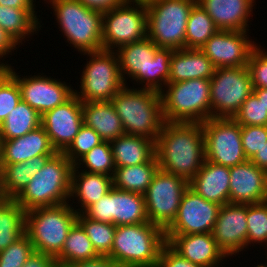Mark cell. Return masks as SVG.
<instances>
[{
  "label": "cell",
  "instance_id": "cell-1",
  "mask_svg": "<svg viewBox=\"0 0 267 267\" xmlns=\"http://www.w3.org/2000/svg\"><path fill=\"white\" fill-rule=\"evenodd\" d=\"M159 169L188 182L205 161L202 123L165 122L155 142Z\"/></svg>",
  "mask_w": 267,
  "mask_h": 267
},
{
  "label": "cell",
  "instance_id": "cell-2",
  "mask_svg": "<svg viewBox=\"0 0 267 267\" xmlns=\"http://www.w3.org/2000/svg\"><path fill=\"white\" fill-rule=\"evenodd\" d=\"M123 81L128 76L143 89L160 92L169 83L170 59L173 49L158 48L150 38L126 44L115 49ZM127 74V77H125ZM164 85V86H163Z\"/></svg>",
  "mask_w": 267,
  "mask_h": 267
},
{
  "label": "cell",
  "instance_id": "cell-3",
  "mask_svg": "<svg viewBox=\"0 0 267 267\" xmlns=\"http://www.w3.org/2000/svg\"><path fill=\"white\" fill-rule=\"evenodd\" d=\"M140 89V90H139ZM129 88L126 84L111 99L125 134L144 136L156 142L165 123L160 92Z\"/></svg>",
  "mask_w": 267,
  "mask_h": 267
},
{
  "label": "cell",
  "instance_id": "cell-4",
  "mask_svg": "<svg viewBox=\"0 0 267 267\" xmlns=\"http://www.w3.org/2000/svg\"><path fill=\"white\" fill-rule=\"evenodd\" d=\"M73 167L62 152H57L32 176L14 200L25 211L68 203V199L71 201L69 196Z\"/></svg>",
  "mask_w": 267,
  "mask_h": 267
},
{
  "label": "cell",
  "instance_id": "cell-5",
  "mask_svg": "<svg viewBox=\"0 0 267 267\" xmlns=\"http://www.w3.org/2000/svg\"><path fill=\"white\" fill-rule=\"evenodd\" d=\"M165 231L150 222L116 226L108 255L120 267H156Z\"/></svg>",
  "mask_w": 267,
  "mask_h": 267
},
{
  "label": "cell",
  "instance_id": "cell-6",
  "mask_svg": "<svg viewBox=\"0 0 267 267\" xmlns=\"http://www.w3.org/2000/svg\"><path fill=\"white\" fill-rule=\"evenodd\" d=\"M47 1V0H46ZM63 35L80 53L100 51L103 12L91 9L78 0H48Z\"/></svg>",
  "mask_w": 267,
  "mask_h": 267
},
{
  "label": "cell",
  "instance_id": "cell-7",
  "mask_svg": "<svg viewBox=\"0 0 267 267\" xmlns=\"http://www.w3.org/2000/svg\"><path fill=\"white\" fill-rule=\"evenodd\" d=\"M70 205L68 202L26 211L25 234L36 252L56 257L62 251L68 232L77 221L78 213Z\"/></svg>",
  "mask_w": 267,
  "mask_h": 267
},
{
  "label": "cell",
  "instance_id": "cell-8",
  "mask_svg": "<svg viewBox=\"0 0 267 267\" xmlns=\"http://www.w3.org/2000/svg\"><path fill=\"white\" fill-rule=\"evenodd\" d=\"M165 86L166 91L160 93L165 122L202 123L210 119V79H191Z\"/></svg>",
  "mask_w": 267,
  "mask_h": 267
},
{
  "label": "cell",
  "instance_id": "cell-9",
  "mask_svg": "<svg viewBox=\"0 0 267 267\" xmlns=\"http://www.w3.org/2000/svg\"><path fill=\"white\" fill-rule=\"evenodd\" d=\"M197 0H151L147 6V37L158 48H186L187 20Z\"/></svg>",
  "mask_w": 267,
  "mask_h": 267
},
{
  "label": "cell",
  "instance_id": "cell-10",
  "mask_svg": "<svg viewBox=\"0 0 267 267\" xmlns=\"http://www.w3.org/2000/svg\"><path fill=\"white\" fill-rule=\"evenodd\" d=\"M89 56L80 80V92L74 94L82 102L111 101L125 85L115 51L100 50L83 53Z\"/></svg>",
  "mask_w": 267,
  "mask_h": 267
},
{
  "label": "cell",
  "instance_id": "cell-11",
  "mask_svg": "<svg viewBox=\"0 0 267 267\" xmlns=\"http://www.w3.org/2000/svg\"><path fill=\"white\" fill-rule=\"evenodd\" d=\"M210 89V118H233L253 92L248 67L216 68Z\"/></svg>",
  "mask_w": 267,
  "mask_h": 267
},
{
  "label": "cell",
  "instance_id": "cell-12",
  "mask_svg": "<svg viewBox=\"0 0 267 267\" xmlns=\"http://www.w3.org/2000/svg\"><path fill=\"white\" fill-rule=\"evenodd\" d=\"M135 4V5H134ZM133 7H132V6ZM147 6L143 2L125 1L103 12V50L114 51L147 37Z\"/></svg>",
  "mask_w": 267,
  "mask_h": 267
},
{
  "label": "cell",
  "instance_id": "cell-13",
  "mask_svg": "<svg viewBox=\"0 0 267 267\" xmlns=\"http://www.w3.org/2000/svg\"><path fill=\"white\" fill-rule=\"evenodd\" d=\"M188 187L184 178L158 169L144 193L149 222L165 231L175 220Z\"/></svg>",
  "mask_w": 267,
  "mask_h": 267
},
{
  "label": "cell",
  "instance_id": "cell-14",
  "mask_svg": "<svg viewBox=\"0 0 267 267\" xmlns=\"http://www.w3.org/2000/svg\"><path fill=\"white\" fill-rule=\"evenodd\" d=\"M205 160L233 167L247 161L241 141V125L233 118H210L202 122Z\"/></svg>",
  "mask_w": 267,
  "mask_h": 267
},
{
  "label": "cell",
  "instance_id": "cell-15",
  "mask_svg": "<svg viewBox=\"0 0 267 267\" xmlns=\"http://www.w3.org/2000/svg\"><path fill=\"white\" fill-rule=\"evenodd\" d=\"M84 214L96 221L115 226L149 222L144 194L112 188Z\"/></svg>",
  "mask_w": 267,
  "mask_h": 267
},
{
  "label": "cell",
  "instance_id": "cell-16",
  "mask_svg": "<svg viewBox=\"0 0 267 267\" xmlns=\"http://www.w3.org/2000/svg\"><path fill=\"white\" fill-rule=\"evenodd\" d=\"M220 207L188 187L182 196L177 216L165 230V235L212 233Z\"/></svg>",
  "mask_w": 267,
  "mask_h": 267
},
{
  "label": "cell",
  "instance_id": "cell-17",
  "mask_svg": "<svg viewBox=\"0 0 267 267\" xmlns=\"http://www.w3.org/2000/svg\"><path fill=\"white\" fill-rule=\"evenodd\" d=\"M5 69L17 80L21 90V99L34 108L41 116L53 108L63 104L73 94L74 90L66 82L33 75L21 78L11 65Z\"/></svg>",
  "mask_w": 267,
  "mask_h": 267
},
{
  "label": "cell",
  "instance_id": "cell-18",
  "mask_svg": "<svg viewBox=\"0 0 267 267\" xmlns=\"http://www.w3.org/2000/svg\"><path fill=\"white\" fill-rule=\"evenodd\" d=\"M256 44L247 31L218 30L200 50L216 68L242 67L248 65Z\"/></svg>",
  "mask_w": 267,
  "mask_h": 267
},
{
  "label": "cell",
  "instance_id": "cell-19",
  "mask_svg": "<svg viewBox=\"0 0 267 267\" xmlns=\"http://www.w3.org/2000/svg\"><path fill=\"white\" fill-rule=\"evenodd\" d=\"M83 124L82 101L75 94L41 116V126L57 152L70 145Z\"/></svg>",
  "mask_w": 267,
  "mask_h": 267
},
{
  "label": "cell",
  "instance_id": "cell-20",
  "mask_svg": "<svg viewBox=\"0 0 267 267\" xmlns=\"http://www.w3.org/2000/svg\"><path fill=\"white\" fill-rule=\"evenodd\" d=\"M246 220V204L227 203L220 207L212 235L226 257L247 248Z\"/></svg>",
  "mask_w": 267,
  "mask_h": 267
},
{
  "label": "cell",
  "instance_id": "cell-21",
  "mask_svg": "<svg viewBox=\"0 0 267 267\" xmlns=\"http://www.w3.org/2000/svg\"><path fill=\"white\" fill-rule=\"evenodd\" d=\"M229 203L256 204L267 201V172L250 160L230 167Z\"/></svg>",
  "mask_w": 267,
  "mask_h": 267
},
{
  "label": "cell",
  "instance_id": "cell-22",
  "mask_svg": "<svg viewBox=\"0 0 267 267\" xmlns=\"http://www.w3.org/2000/svg\"><path fill=\"white\" fill-rule=\"evenodd\" d=\"M165 239L182 257L201 267H219L226 258L212 233L165 235Z\"/></svg>",
  "mask_w": 267,
  "mask_h": 267
},
{
  "label": "cell",
  "instance_id": "cell-23",
  "mask_svg": "<svg viewBox=\"0 0 267 267\" xmlns=\"http://www.w3.org/2000/svg\"><path fill=\"white\" fill-rule=\"evenodd\" d=\"M56 153V149L41 125L24 136L0 140V164L20 163L40 155H55Z\"/></svg>",
  "mask_w": 267,
  "mask_h": 267
},
{
  "label": "cell",
  "instance_id": "cell-24",
  "mask_svg": "<svg viewBox=\"0 0 267 267\" xmlns=\"http://www.w3.org/2000/svg\"><path fill=\"white\" fill-rule=\"evenodd\" d=\"M219 30L248 31L255 0H197Z\"/></svg>",
  "mask_w": 267,
  "mask_h": 267
},
{
  "label": "cell",
  "instance_id": "cell-25",
  "mask_svg": "<svg viewBox=\"0 0 267 267\" xmlns=\"http://www.w3.org/2000/svg\"><path fill=\"white\" fill-rule=\"evenodd\" d=\"M230 167L205 160L198 173L189 181V187L207 201L224 205L229 203Z\"/></svg>",
  "mask_w": 267,
  "mask_h": 267
},
{
  "label": "cell",
  "instance_id": "cell-26",
  "mask_svg": "<svg viewBox=\"0 0 267 267\" xmlns=\"http://www.w3.org/2000/svg\"><path fill=\"white\" fill-rule=\"evenodd\" d=\"M216 67L200 49L173 50L169 83L191 79H211Z\"/></svg>",
  "mask_w": 267,
  "mask_h": 267
},
{
  "label": "cell",
  "instance_id": "cell-27",
  "mask_svg": "<svg viewBox=\"0 0 267 267\" xmlns=\"http://www.w3.org/2000/svg\"><path fill=\"white\" fill-rule=\"evenodd\" d=\"M112 188V176L89 173L84 170L80 173L78 168L75 166L73 167L69 197H72V199L77 198V203H81L80 207L82 209H75L77 213H84L92 204L99 201Z\"/></svg>",
  "mask_w": 267,
  "mask_h": 267
},
{
  "label": "cell",
  "instance_id": "cell-28",
  "mask_svg": "<svg viewBox=\"0 0 267 267\" xmlns=\"http://www.w3.org/2000/svg\"><path fill=\"white\" fill-rule=\"evenodd\" d=\"M83 123L93 128L103 141L124 135L121 119L111 101L82 102Z\"/></svg>",
  "mask_w": 267,
  "mask_h": 267
},
{
  "label": "cell",
  "instance_id": "cell-29",
  "mask_svg": "<svg viewBox=\"0 0 267 267\" xmlns=\"http://www.w3.org/2000/svg\"><path fill=\"white\" fill-rule=\"evenodd\" d=\"M110 144L116 168L146 163L155 156V141L144 136L124 134Z\"/></svg>",
  "mask_w": 267,
  "mask_h": 267
},
{
  "label": "cell",
  "instance_id": "cell-30",
  "mask_svg": "<svg viewBox=\"0 0 267 267\" xmlns=\"http://www.w3.org/2000/svg\"><path fill=\"white\" fill-rule=\"evenodd\" d=\"M53 155H40L25 162L0 164V185L4 198L14 199Z\"/></svg>",
  "mask_w": 267,
  "mask_h": 267
},
{
  "label": "cell",
  "instance_id": "cell-31",
  "mask_svg": "<svg viewBox=\"0 0 267 267\" xmlns=\"http://www.w3.org/2000/svg\"><path fill=\"white\" fill-rule=\"evenodd\" d=\"M158 169L156 155L146 163L117 167L112 177L113 187L122 191L144 194Z\"/></svg>",
  "mask_w": 267,
  "mask_h": 267
},
{
  "label": "cell",
  "instance_id": "cell-32",
  "mask_svg": "<svg viewBox=\"0 0 267 267\" xmlns=\"http://www.w3.org/2000/svg\"><path fill=\"white\" fill-rule=\"evenodd\" d=\"M35 12V9H17L0 5V27L20 44L26 36L37 33L42 26Z\"/></svg>",
  "mask_w": 267,
  "mask_h": 267
},
{
  "label": "cell",
  "instance_id": "cell-33",
  "mask_svg": "<svg viewBox=\"0 0 267 267\" xmlns=\"http://www.w3.org/2000/svg\"><path fill=\"white\" fill-rule=\"evenodd\" d=\"M26 211L14 200L0 202V252L25 234Z\"/></svg>",
  "mask_w": 267,
  "mask_h": 267
},
{
  "label": "cell",
  "instance_id": "cell-34",
  "mask_svg": "<svg viewBox=\"0 0 267 267\" xmlns=\"http://www.w3.org/2000/svg\"><path fill=\"white\" fill-rule=\"evenodd\" d=\"M41 125V115L22 99L0 125V140L24 136Z\"/></svg>",
  "mask_w": 267,
  "mask_h": 267
},
{
  "label": "cell",
  "instance_id": "cell-35",
  "mask_svg": "<svg viewBox=\"0 0 267 267\" xmlns=\"http://www.w3.org/2000/svg\"><path fill=\"white\" fill-rule=\"evenodd\" d=\"M93 245L82 226L76 221L70 228L62 251L55 257L58 267L97 257Z\"/></svg>",
  "mask_w": 267,
  "mask_h": 267
},
{
  "label": "cell",
  "instance_id": "cell-36",
  "mask_svg": "<svg viewBox=\"0 0 267 267\" xmlns=\"http://www.w3.org/2000/svg\"><path fill=\"white\" fill-rule=\"evenodd\" d=\"M218 30L212 18L196 3L187 20L186 48L200 49Z\"/></svg>",
  "mask_w": 267,
  "mask_h": 267
},
{
  "label": "cell",
  "instance_id": "cell-37",
  "mask_svg": "<svg viewBox=\"0 0 267 267\" xmlns=\"http://www.w3.org/2000/svg\"><path fill=\"white\" fill-rule=\"evenodd\" d=\"M77 222L86 232L96 253L108 256L113 245L116 226L111 223L93 220L84 213H78Z\"/></svg>",
  "mask_w": 267,
  "mask_h": 267
},
{
  "label": "cell",
  "instance_id": "cell-38",
  "mask_svg": "<svg viewBox=\"0 0 267 267\" xmlns=\"http://www.w3.org/2000/svg\"><path fill=\"white\" fill-rule=\"evenodd\" d=\"M74 166L80 169V165H86L85 172L112 176L115 172L113 152L110 142L103 141L94 146L88 153L82 156ZM82 162V163H81ZM88 170V171H87Z\"/></svg>",
  "mask_w": 267,
  "mask_h": 267
},
{
  "label": "cell",
  "instance_id": "cell-39",
  "mask_svg": "<svg viewBox=\"0 0 267 267\" xmlns=\"http://www.w3.org/2000/svg\"><path fill=\"white\" fill-rule=\"evenodd\" d=\"M247 246L266 243L267 246V201L246 204Z\"/></svg>",
  "mask_w": 267,
  "mask_h": 267
},
{
  "label": "cell",
  "instance_id": "cell-40",
  "mask_svg": "<svg viewBox=\"0 0 267 267\" xmlns=\"http://www.w3.org/2000/svg\"><path fill=\"white\" fill-rule=\"evenodd\" d=\"M20 100L21 90L17 80L5 68H0V125Z\"/></svg>",
  "mask_w": 267,
  "mask_h": 267
},
{
  "label": "cell",
  "instance_id": "cell-41",
  "mask_svg": "<svg viewBox=\"0 0 267 267\" xmlns=\"http://www.w3.org/2000/svg\"><path fill=\"white\" fill-rule=\"evenodd\" d=\"M102 142L103 140L93 128L83 124L73 141L62 153L75 165L82 156Z\"/></svg>",
  "mask_w": 267,
  "mask_h": 267
},
{
  "label": "cell",
  "instance_id": "cell-42",
  "mask_svg": "<svg viewBox=\"0 0 267 267\" xmlns=\"http://www.w3.org/2000/svg\"><path fill=\"white\" fill-rule=\"evenodd\" d=\"M233 119L241 126H267V109H265L262 101L252 92L241 105Z\"/></svg>",
  "mask_w": 267,
  "mask_h": 267
},
{
  "label": "cell",
  "instance_id": "cell-43",
  "mask_svg": "<svg viewBox=\"0 0 267 267\" xmlns=\"http://www.w3.org/2000/svg\"><path fill=\"white\" fill-rule=\"evenodd\" d=\"M34 251L32 242L24 234L0 252V267H23Z\"/></svg>",
  "mask_w": 267,
  "mask_h": 267
},
{
  "label": "cell",
  "instance_id": "cell-44",
  "mask_svg": "<svg viewBox=\"0 0 267 267\" xmlns=\"http://www.w3.org/2000/svg\"><path fill=\"white\" fill-rule=\"evenodd\" d=\"M241 141L244 154L250 160L267 142V126H241Z\"/></svg>",
  "mask_w": 267,
  "mask_h": 267
},
{
  "label": "cell",
  "instance_id": "cell-45",
  "mask_svg": "<svg viewBox=\"0 0 267 267\" xmlns=\"http://www.w3.org/2000/svg\"><path fill=\"white\" fill-rule=\"evenodd\" d=\"M260 48L256 46L252 50L247 65L253 88H267V51Z\"/></svg>",
  "mask_w": 267,
  "mask_h": 267
},
{
  "label": "cell",
  "instance_id": "cell-46",
  "mask_svg": "<svg viewBox=\"0 0 267 267\" xmlns=\"http://www.w3.org/2000/svg\"><path fill=\"white\" fill-rule=\"evenodd\" d=\"M156 267H201L177 253L167 242L161 248Z\"/></svg>",
  "mask_w": 267,
  "mask_h": 267
},
{
  "label": "cell",
  "instance_id": "cell-47",
  "mask_svg": "<svg viewBox=\"0 0 267 267\" xmlns=\"http://www.w3.org/2000/svg\"><path fill=\"white\" fill-rule=\"evenodd\" d=\"M60 267H120L112 258L106 255H98L95 258L80 262L63 264Z\"/></svg>",
  "mask_w": 267,
  "mask_h": 267
},
{
  "label": "cell",
  "instance_id": "cell-48",
  "mask_svg": "<svg viewBox=\"0 0 267 267\" xmlns=\"http://www.w3.org/2000/svg\"><path fill=\"white\" fill-rule=\"evenodd\" d=\"M23 267H58V264L54 256L34 251Z\"/></svg>",
  "mask_w": 267,
  "mask_h": 267
},
{
  "label": "cell",
  "instance_id": "cell-49",
  "mask_svg": "<svg viewBox=\"0 0 267 267\" xmlns=\"http://www.w3.org/2000/svg\"><path fill=\"white\" fill-rule=\"evenodd\" d=\"M19 43L0 27V58L14 51ZM10 64L0 62V68H5Z\"/></svg>",
  "mask_w": 267,
  "mask_h": 267
},
{
  "label": "cell",
  "instance_id": "cell-50",
  "mask_svg": "<svg viewBox=\"0 0 267 267\" xmlns=\"http://www.w3.org/2000/svg\"><path fill=\"white\" fill-rule=\"evenodd\" d=\"M78 1L82 2L88 8L104 12L123 4L126 0H78Z\"/></svg>",
  "mask_w": 267,
  "mask_h": 267
},
{
  "label": "cell",
  "instance_id": "cell-51",
  "mask_svg": "<svg viewBox=\"0 0 267 267\" xmlns=\"http://www.w3.org/2000/svg\"><path fill=\"white\" fill-rule=\"evenodd\" d=\"M34 0H0V5L17 9H35Z\"/></svg>",
  "mask_w": 267,
  "mask_h": 267
},
{
  "label": "cell",
  "instance_id": "cell-52",
  "mask_svg": "<svg viewBox=\"0 0 267 267\" xmlns=\"http://www.w3.org/2000/svg\"><path fill=\"white\" fill-rule=\"evenodd\" d=\"M250 161L267 172V142L257 151Z\"/></svg>",
  "mask_w": 267,
  "mask_h": 267
},
{
  "label": "cell",
  "instance_id": "cell-53",
  "mask_svg": "<svg viewBox=\"0 0 267 267\" xmlns=\"http://www.w3.org/2000/svg\"><path fill=\"white\" fill-rule=\"evenodd\" d=\"M253 93L262 101L265 109H267V88H253Z\"/></svg>",
  "mask_w": 267,
  "mask_h": 267
},
{
  "label": "cell",
  "instance_id": "cell-54",
  "mask_svg": "<svg viewBox=\"0 0 267 267\" xmlns=\"http://www.w3.org/2000/svg\"><path fill=\"white\" fill-rule=\"evenodd\" d=\"M126 1H131V2H143V3H147V2H149V1H151V0H126Z\"/></svg>",
  "mask_w": 267,
  "mask_h": 267
},
{
  "label": "cell",
  "instance_id": "cell-55",
  "mask_svg": "<svg viewBox=\"0 0 267 267\" xmlns=\"http://www.w3.org/2000/svg\"><path fill=\"white\" fill-rule=\"evenodd\" d=\"M3 199H5V198L3 197V194H2V192H1V185H0V202H1Z\"/></svg>",
  "mask_w": 267,
  "mask_h": 267
},
{
  "label": "cell",
  "instance_id": "cell-56",
  "mask_svg": "<svg viewBox=\"0 0 267 267\" xmlns=\"http://www.w3.org/2000/svg\"><path fill=\"white\" fill-rule=\"evenodd\" d=\"M256 267H267V265H266V263H265V265L264 264H259Z\"/></svg>",
  "mask_w": 267,
  "mask_h": 267
}]
</instances>
